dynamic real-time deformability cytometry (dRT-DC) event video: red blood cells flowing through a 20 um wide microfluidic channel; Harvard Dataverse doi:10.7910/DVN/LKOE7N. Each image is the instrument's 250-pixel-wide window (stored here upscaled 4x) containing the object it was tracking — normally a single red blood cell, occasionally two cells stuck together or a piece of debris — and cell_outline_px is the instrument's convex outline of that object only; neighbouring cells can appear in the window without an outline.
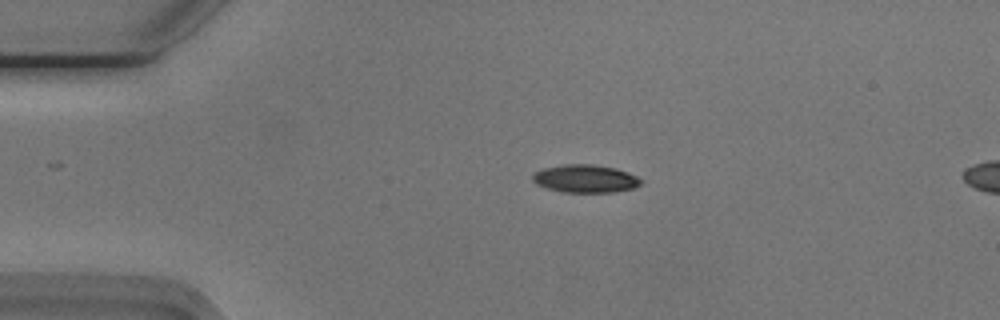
{"species": "Egyptian fruit bat (a non-hibernating species)", "species_latin": "Rousettus aegyptiacus", "temperature_condition": "cold", "stored_images_in_passage": 42, "camera_frame_rate_fps": 3000, "um_per_image_px": 0.085, "animal": {"sex": "male"}, "frame": {"image": 1, "passage_image": 6, "time_ms": 1.667, "image_size_px": [1000, 320], "cell_outline_px": [[644, 184], [632, 188], [612, 192], [564, 192], [548, 188], [536, 184], [532, 180], [532, 176], [536, 172], [544, 168], [564, 164], [592, 164], [616, 168], [628, 172], [644, 180]], "centroid_in_image_um": [49.79, 15.18], "position_along_channel_um": 35.2, "area_um2": 17.63}}
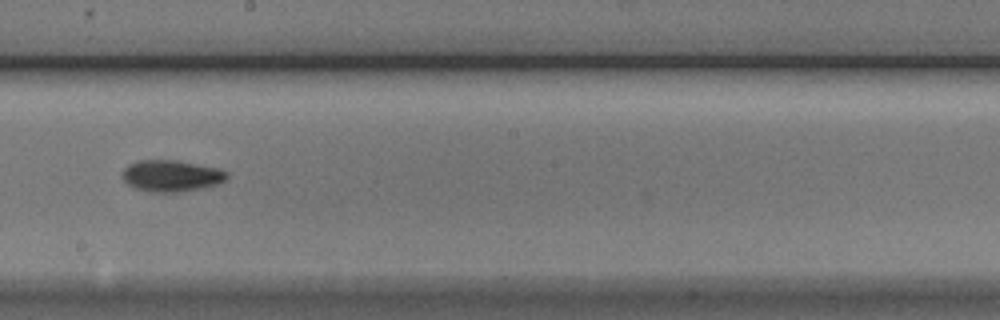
{"frame": {"image": 2, "passage_image": 25, "time_ms": 8.0, "image_size_px": [1000, 320], "cell_outline_px": [[228, 176], [220, 184], [204, 188], [180, 192], [152, 192], [132, 188], [120, 176], [124, 168], [128, 164], [140, 160], [176, 160], [216, 168], [228, 172]], "centroid_in_image_um": [14.54, 14.96], "position_along_channel_um": 233.7, "area_um2": 19.36}}
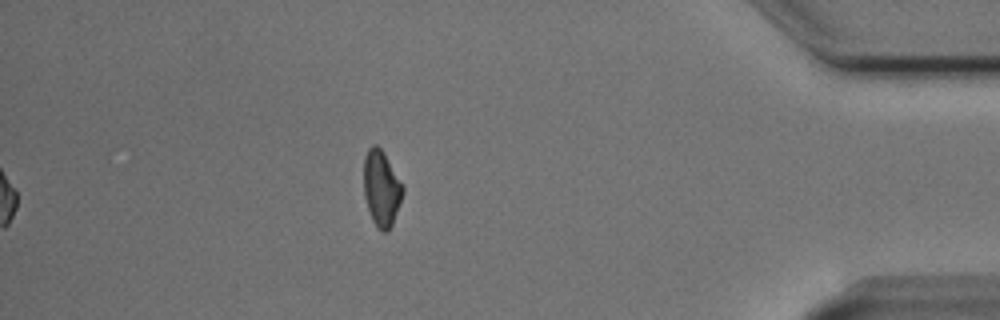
{"frame": {"image": 3, "passage_image": 42, "time_ms": 13.667, "image_size_px": [1000, 320], "cell_outline_px": [[404, 192], [392, 224], [388, 232], [380, 232], [376, 228], [372, 220], [364, 196], [364, 156], [368, 148], [372, 144], [376, 144], [380, 148], [404, 184]], "centroid_in_image_um": [32.42, 16.02], "position_along_channel_um": 402.8, "area_um2": 17.4}, "authors_computed_cell_mechanics": {"area_um2": 17.6579, "velocity_mm_per_s": 3.7722, "shape_relaxation_time_tau1_ms": 3.0146, "shape_relaxation_time_tau2_ms": null, "deformation_change_tau1": 0.1357, "deformation_change_tau2": null}}